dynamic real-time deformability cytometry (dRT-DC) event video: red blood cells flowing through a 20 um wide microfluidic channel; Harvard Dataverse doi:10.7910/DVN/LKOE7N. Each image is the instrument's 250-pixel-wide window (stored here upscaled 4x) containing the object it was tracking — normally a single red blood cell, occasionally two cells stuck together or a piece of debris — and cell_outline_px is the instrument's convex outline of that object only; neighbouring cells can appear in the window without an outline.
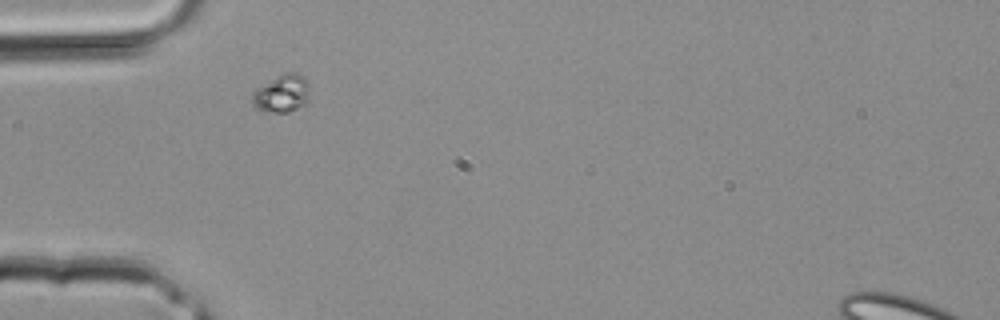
{"species": "common noctule bat (a hibernating species)", "species_latin": "Nyctalus noctula", "temperature_condition": "room temperature", "stored_images_in_passage": 2, "camera_frame_rate_fps": 3000, "um_per_image_px": 0.085, "animal": {"sex": "male", "body_mass_g": 20.4}, "frame": {"image": 1, "passage_image": 1, "time_ms": 0.0, "image_size_px": [1000, 320], "cell_outline_px": [[308, 100], [304, 104], [288, 112], [264, 112], [256, 108], [252, 104], [252, 92], [256, 88], [284, 72], [296, 72], [308, 84]], "centroid_in_image_um": [23.91, 7.96], "position_along_channel_um": 61.1, "area_um2": 12.48}}